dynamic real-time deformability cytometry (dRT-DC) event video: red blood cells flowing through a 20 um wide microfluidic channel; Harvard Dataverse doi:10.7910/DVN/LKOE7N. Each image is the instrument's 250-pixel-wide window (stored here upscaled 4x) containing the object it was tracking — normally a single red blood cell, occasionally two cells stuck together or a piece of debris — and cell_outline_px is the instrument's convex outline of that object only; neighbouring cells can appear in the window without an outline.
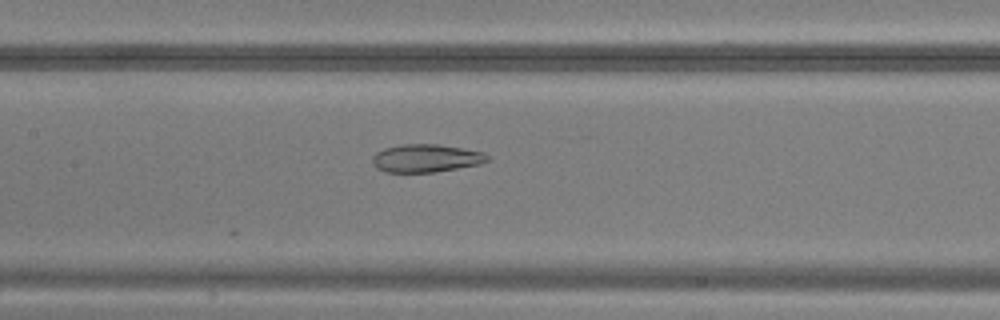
{"species": "common noctule bat (a hibernating species)", "species_latin": "Nyctalus noctula", "temperature_condition": "warm", "stored_images_in_passage": 49, "camera_frame_rate_fps": 3000, "um_per_image_px": 0.085, "animal": {"sex": "male", "body_mass_g": 20.5, "forearm_length_mm": 52.5}, "frame": {"image": 1, "passage_image": 24, "time_ms": 7.667, "image_size_px": [1000, 320], "cell_outline_px": [[488, 160], [480, 164], [436, 172], [384, 172], [376, 168], [372, 164], [372, 156], [376, 152], [384, 148], [404, 144], [436, 144], [484, 152], [488, 156]], "centroid_in_image_um": [36.17, 13.45], "position_along_channel_um": 171.2, "area_um2": 18.73}}
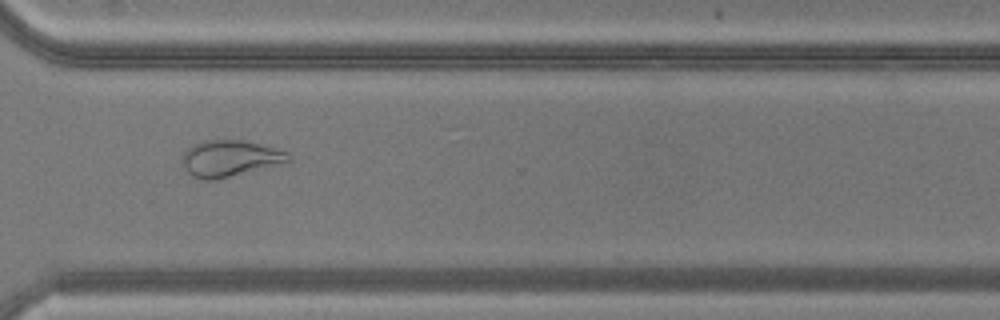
{"frame": {"image": 2, "passage_image": 37, "time_ms": 12.0, "image_size_px": [1000, 320], "cell_outline_px": [[292, 164], [216, 180], [204, 180], [192, 176], [180, 164], [180, 160], [184, 152], [192, 144], [204, 140], [248, 140], [288, 152], [292, 156]], "centroid_in_image_um": [19.64, 13.49], "position_along_channel_um": 351.0, "area_um2": 23.7}}
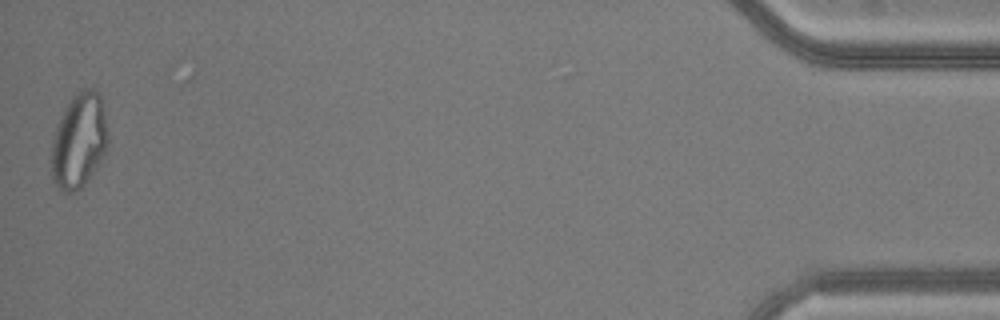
{"frame": {"image": 3, "passage_image": 49, "time_ms": 16.0, "image_size_px": [1000, 320], "cell_outline_px": [[108, 148], [84, 184], [80, 188], [72, 192], [64, 192], [56, 188], [52, 180], [52, 140], [56, 124], [68, 100], [76, 92], [84, 88], [92, 88], [100, 96], [104, 108], [108, 140]], "centroid_in_image_um": [6.69, 11.93], "position_along_channel_um": 428.5, "area_um2": 31.33}}